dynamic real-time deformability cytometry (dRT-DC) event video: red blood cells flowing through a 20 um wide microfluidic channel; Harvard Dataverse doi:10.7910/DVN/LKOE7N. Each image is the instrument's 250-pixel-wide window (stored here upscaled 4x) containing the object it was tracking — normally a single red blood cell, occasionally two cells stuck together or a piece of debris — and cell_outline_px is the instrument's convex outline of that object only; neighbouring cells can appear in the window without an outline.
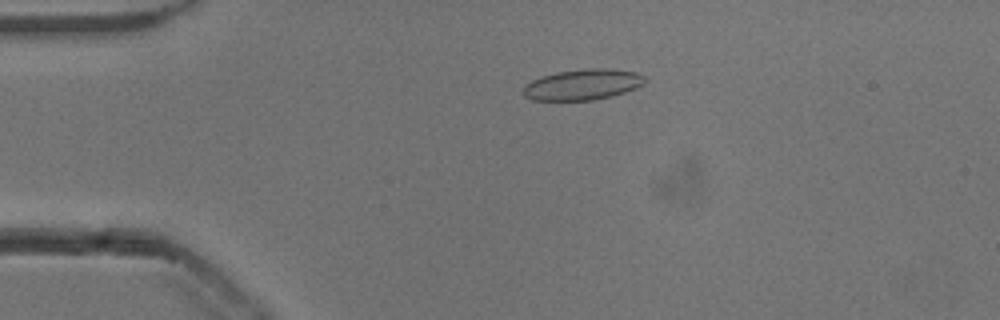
{"species": "common noctule bat (a hibernating species)", "species_latin": "Nyctalus noctula", "temperature_condition": "cold", "stored_images_in_passage": 46, "camera_frame_rate_fps": 3000, "um_per_image_px": 0.085, "animal": {"sex": "male", "body_mass_g": 13.3}, "frame": {"image": 1, "passage_image": 4, "time_ms": 1.0, "image_size_px": [1000, 320], "cell_outline_px": [[644, 84], [636, 88], [612, 96], [592, 100], [532, 100], [524, 96], [524, 84], [532, 80], [556, 72], [588, 68], [604, 68], [636, 72], [644, 76]], "centroid_in_image_um": [49.52, 7.19], "position_along_channel_um": 35.5, "area_um2": 21.68}}
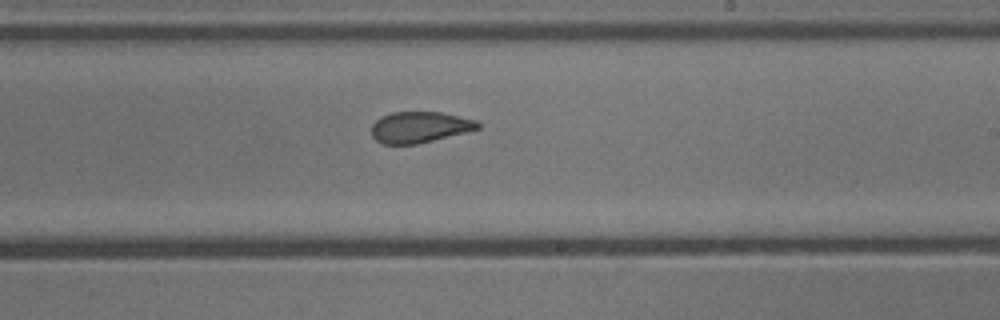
{"frame": {"image": 2, "passage_image": 24, "time_ms": 7.667, "image_size_px": [1000, 320], "cell_outline_px": [[480, 128], [416, 144], [380, 144], [372, 136], [372, 124], [380, 116], [392, 112], [440, 112], [476, 120], [480, 124]], "centroid_in_image_um": [35.62, 10.8], "position_along_channel_um": 253.4, "area_um2": 19.07}}
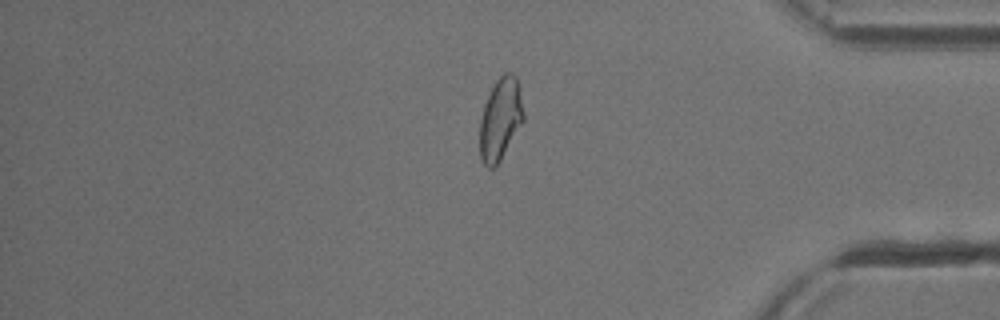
{"frame": {"image": 3, "passage_image": 37, "time_ms": 12.0, "image_size_px": [1000, 320], "cell_outline_px": [[524, 120], [500, 160], [492, 168], [488, 168], [480, 160], [480, 120], [484, 104], [496, 80], [504, 72], [512, 72], [516, 76], [520, 88], [524, 112]], "centroid_in_image_um": [42.54, 10.09], "position_along_channel_um": 392.7, "area_um2": 20.92}, "authors_computed_cell_mechanics": {"area_um2": 20.8369, "velocity_mm_per_s": 3.8364, "shape_relaxation_time_tau1_ms": 8.7904, "shape_relaxation_time_tau2_ms": 1.3476, "deformation_change_tau1": 0.1677, "deformation_change_tau2": 0.0802}}